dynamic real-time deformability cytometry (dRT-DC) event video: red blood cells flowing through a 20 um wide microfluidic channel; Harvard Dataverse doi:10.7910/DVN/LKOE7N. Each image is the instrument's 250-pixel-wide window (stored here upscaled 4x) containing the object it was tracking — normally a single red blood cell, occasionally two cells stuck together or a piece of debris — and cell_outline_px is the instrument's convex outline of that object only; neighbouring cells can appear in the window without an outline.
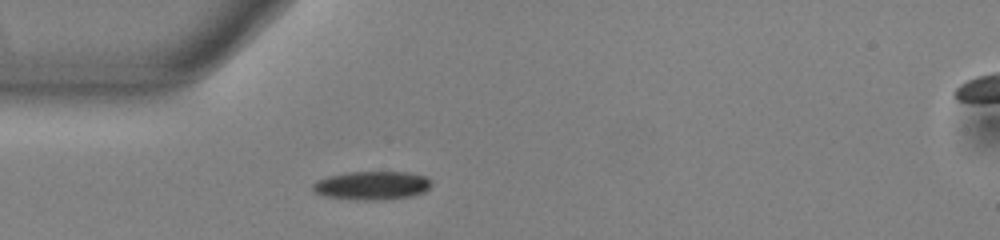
{"species": "common noctule bat (a hibernating species)", "species_latin": "Nyctalus noctula", "temperature_condition": "warm", "stored_images_in_passage": 39, "camera_frame_rate_fps": 3000, "um_per_image_px": 0.085, "animal": {"sex": "male", "body_mass_g": 13.0, "forearm_length_mm": 53.1}, "frame": {"image": 1, "passage_image": 1, "time_ms": 0.0, "image_size_px": [1000, 240], "cell_outline_px": [[432, 184], [424, 192], [412, 196], [380, 200], [364, 200], [324, 196], [312, 192], [312, 184], [316, 180], [328, 176], [344, 172], [404, 172], [424, 176], [432, 180]], "centroid_in_image_um": [31.58, 15.76], "position_along_channel_um": 53.4, "area_um2": 19.83}}
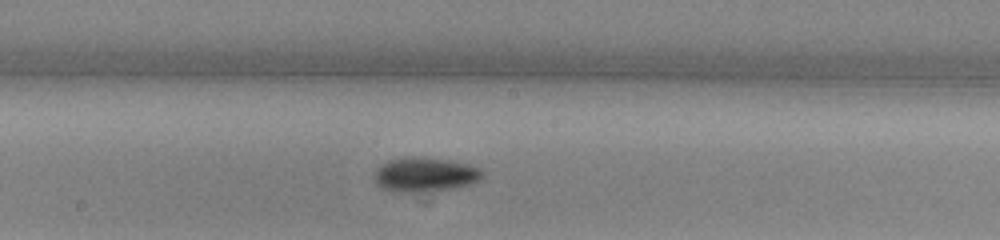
{"frame": {"image": 2, "passage_image": 14, "time_ms": 4.333, "image_size_px": [1000, 240], "cell_outline_px": [[484, 176], [468, 184], [452, 188], [412, 192], [400, 192], [380, 188], [376, 184], [372, 176], [376, 168], [380, 164], [388, 160], [404, 156], [412, 156], [448, 160], [468, 164], [480, 168], [484, 172]], "centroid_in_image_um": [36.04, 14.82], "position_along_channel_um": 212.2, "area_um2": 21.68}}
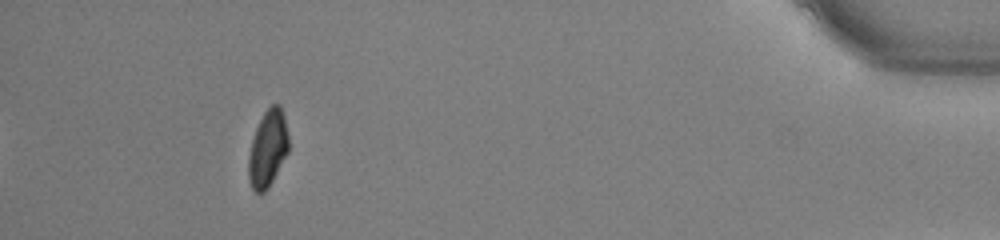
{"frame": {"image": 3, "passage_image": 35, "time_ms": 11.333, "image_size_px": [1000, 240], "cell_outline_px": [[288, 152], [268, 188], [264, 192], [256, 192], [252, 188], [248, 180], [248, 156], [252, 140], [256, 128], [264, 112], [272, 104], [280, 104], [284, 116], [288, 136]], "centroid_in_image_um": [22.75, 12.63], "position_along_channel_um": 412.4, "area_um2": 17.8}, "authors_computed_cell_mechanics": {"area_um2": 19.1318, "velocity_mm_per_s": 3.8192, "shape_relaxation_time_tau1_ms": 2.9578, "shape_relaxation_time_tau2_ms": 6.0143, "deformation_change_tau1": 0.141, "deformation_change_tau2": 0.1059}}